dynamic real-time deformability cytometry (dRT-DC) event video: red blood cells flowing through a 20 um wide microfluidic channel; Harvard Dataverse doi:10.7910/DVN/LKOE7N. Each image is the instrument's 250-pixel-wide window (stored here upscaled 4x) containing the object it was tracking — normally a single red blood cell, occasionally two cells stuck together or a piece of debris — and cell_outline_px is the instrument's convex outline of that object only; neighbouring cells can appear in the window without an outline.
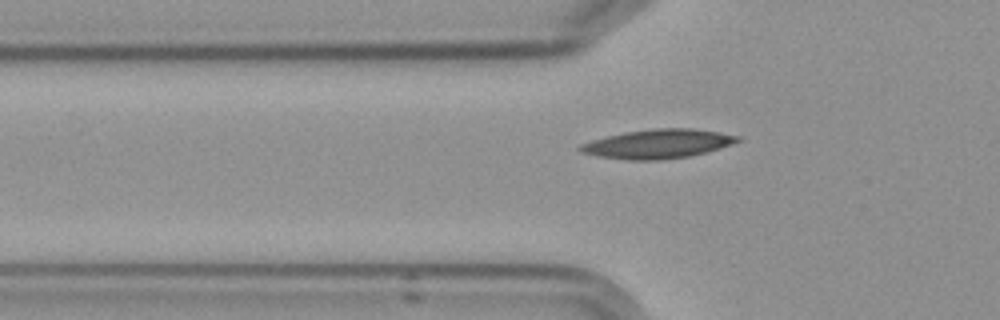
{"species": "Egyptian fruit bat (a non-hibernating species)", "species_latin": "Rousettus aegyptiacus", "temperature_condition": "cold", "stored_images_in_passage": 16, "camera_frame_rate_fps": 3000, "um_per_image_px": 0.085, "frame": {"image": 1, "passage_image": 5, "time_ms": 5.667, "image_size_px": [1000, 320], "cell_outline_px": [[740, 140], [732, 144], [708, 152], [688, 156], [660, 160], [628, 160], [600, 156], [580, 152], [576, 148], [580, 144], [592, 140], [624, 132], [652, 128], [692, 128], [720, 132], [740, 136]], "centroid_in_image_um": [55.92, 12.22], "position_along_channel_um": 69.9, "area_um2": 26.7}}
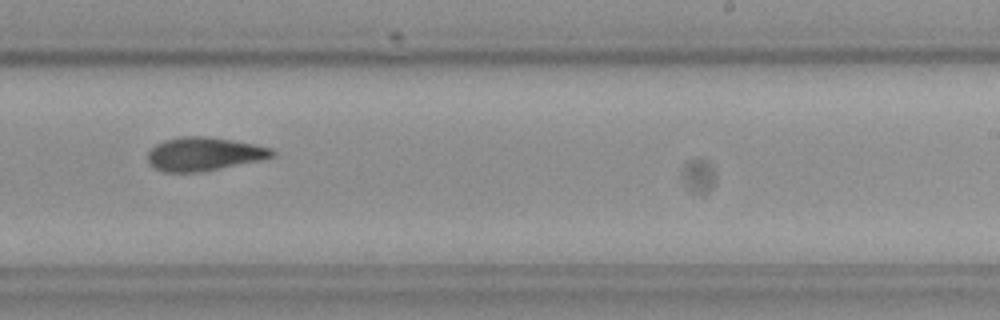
{"frame": {"image": 2, "passage_image": 10, "time_ms": 11.333, "image_size_px": [1000, 320], "cell_outline_px": [[276, 152], [272, 156], [260, 160], [200, 172], [164, 172], [156, 168], [148, 160], [148, 152], [156, 144], [164, 140], [180, 136], [208, 136], [232, 140], [252, 144], [268, 148]], "centroid_in_image_um": [17.3, 13.08], "position_along_channel_um": 271.7, "area_um2": 23.93}}
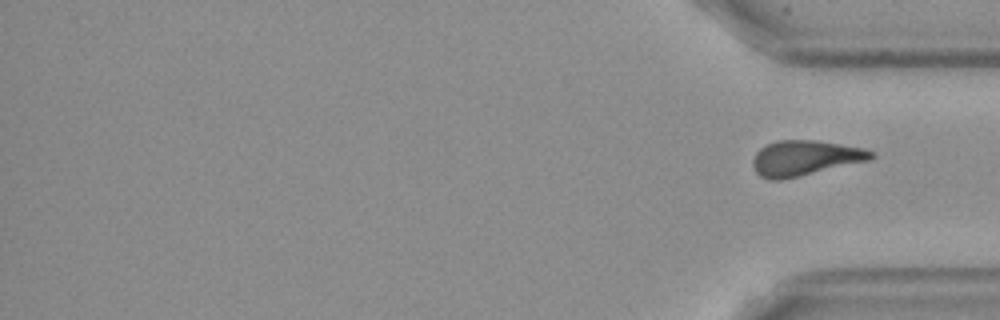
{"frame": {"image": 3, "passage_image": 16, "time_ms": 19.333, "image_size_px": [1000, 320], "cell_outline_px": [[876, 156], [872, 160], [800, 176], [780, 180], [768, 180], [760, 176], [756, 172], [752, 164], [752, 160], [756, 152], [760, 148], [776, 140], [812, 140], [840, 144], [864, 148], [876, 152]], "centroid_in_image_um": [68.45, 13.44], "position_along_channel_um": 366.7, "area_um2": 24.51}}